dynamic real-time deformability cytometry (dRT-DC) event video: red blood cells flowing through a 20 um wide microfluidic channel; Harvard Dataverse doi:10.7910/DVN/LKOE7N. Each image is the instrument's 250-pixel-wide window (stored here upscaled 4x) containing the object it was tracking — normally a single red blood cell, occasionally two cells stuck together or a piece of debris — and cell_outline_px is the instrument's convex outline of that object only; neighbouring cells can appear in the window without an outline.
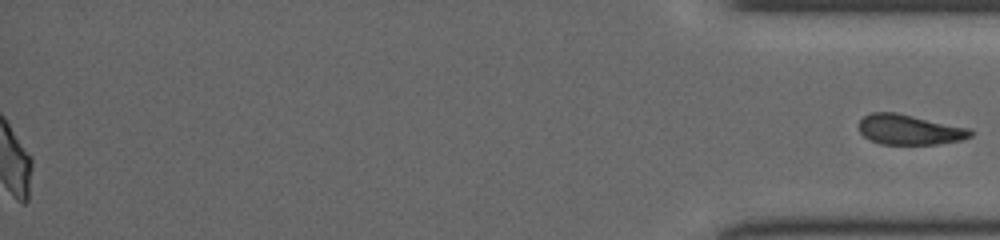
{"species": "common noctule bat (a hibernating species)", "species_latin": "Nyctalus noctula", "temperature_condition": "cold", "stored_images_in_passage": 43, "segment_of_instrument_passage": [2, 2], "camera_frame_rate_fps": 3000, "um_per_image_px": 0.085, "animal": {"sex": "female", "body_mass_g": 19.5, "forearm_length_mm": 54.1}, "frame": {"image": 1, "passage_image": 43, "time_ms": 14.0, "image_size_px": [1000, 240], "cell_outline_px": [[972, 136], [960, 140], [936, 144], [880, 144], [868, 140], [860, 132], [860, 120], [864, 116], [872, 112], [896, 112], [968, 128], [972, 132]], "centroid_in_image_um": [77.26, 11.02], "position_along_channel_um": 357.9, "area_um2": 19.42}}